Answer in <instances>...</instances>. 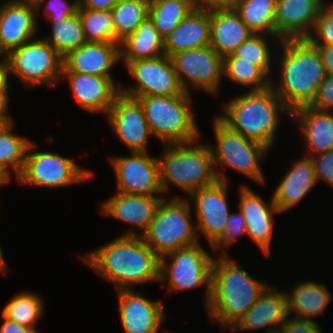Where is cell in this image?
Instances as JSON below:
<instances>
[{"mask_svg":"<svg viewBox=\"0 0 333 333\" xmlns=\"http://www.w3.org/2000/svg\"><path fill=\"white\" fill-rule=\"evenodd\" d=\"M80 258L116 290L160 282V257L141 236H117Z\"/></svg>","mask_w":333,"mask_h":333,"instance_id":"6da1fadb","label":"cell"},{"mask_svg":"<svg viewBox=\"0 0 333 333\" xmlns=\"http://www.w3.org/2000/svg\"><path fill=\"white\" fill-rule=\"evenodd\" d=\"M282 51L276 80L271 78V88L293 111L311 106L319 86L326 78L321 54L308 39H283L277 42ZM281 60V61H280Z\"/></svg>","mask_w":333,"mask_h":333,"instance_id":"7a4b0ae2","label":"cell"},{"mask_svg":"<svg viewBox=\"0 0 333 333\" xmlns=\"http://www.w3.org/2000/svg\"><path fill=\"white\" fill-rule=\"evenodd\" d=\"M230 255L214 258L211 296L205 307L210 322L230 330L259 299L269 283L253 278Z\"/></svg>","mask_w":333,"mask_h":333,"instance_id":"3957f363","label":"cell"},{"mask_svg":"<svg viewBox=\"0 0 333 333\" xmlns=\"http://www.w3.org/2000/svg\"><path fill=\"white\" fill-rule=\"evenodd\" d=\"M216 115L231 130L261 143L270 150L276 142L281 115L291 117L285 103L269 87L261 91H246L222 102ZM277 132V133H276Z\"/></svg>","mask_w":333,"mask_h":333,"instance_id":"277c9868","label":"cell"},{"mask_svg":"<svg viewBox=\"0 0 333 333\" xmlns=\"http://www.w3.org/2000/svg\"><path fill=\"white\" fill-rule=\"evenodd\" d=\"M199 141L162 145L163 153L157 159L163 194L173 186L185 192L187 198L218 181L208 142Z\"/></svg>","mask_w":333,"mask_h":333,"instance_id":"5b68a950","label":"cell"},{"mask_svg":"<svg viewBox=\"0 0 333 333\" xmlns=\"http://www.w3.org/2000/svg\"><path fill=\"white\" fill-rule=\"evenodd\" d=\"M191 95L184 92L181 95L138 98L153 138L160 140L162 145L189 143L200 138Z\"/></svg>","mask_w":333,"mask_h":333,"instance_id":"8992f818","label":"cell"},{"mask_svg":"<svg viewBox=\"0 0 333 333\" xmlns=\"http://www.w3.org/2000/svg\"><path fill=\"white\" fill-rule=\"evenodd\" d=\"M213 119L215 145L209 143L208 145L218 180L229 182L226 173L221 168L224 166L237 171L259 185L264 184L266 180L260 166L270 149L231 130L218 117L214 116Z\"/></svg>","mask_w":333,"mask_h":333,"instance_id":"52a82bcc","label":"cell"},{"mask_svg":"<svg viewBox=\"0 0 333 333\" xmlns=\"http://www.w3.org/2000/svg\"><path fill=\"white\" fill-rule=\"evenodd\" d=\"M184 197L169 195L163 198L154 219L141 236L160 258L199 243L191 214L193 206Z\"/></svg>","mask_w":333,"mask_h":333,"instance_id":"ba28073f","label":"cell"},{"mask_svg":"<svg viewBox=\"0 0 333 333\" xmlns=\"http://www.w3.org/2000/svg\"><path fill=\"white\" fill-rule=\"evenodd\" d=\"M197 243L160 258V284L168 292L179 293L204 285V307L211 296V273L215 257Z\"/></svg>","mask_w":333,"mask_h":333,"instance_id":"9c48e42d","label":"cell"},{"mask_svg":"<svg viewBox=\"0 0 333 333\" xmlns=\"http://www.w3.org/2000/svg\"><path fill=\"white\" fill-rule=\"evenodd\" d=\"M5 58L9 76H15L26 89L60 83L63 57L43 37L10 50Z\"/></svg>","mask_w":333,"mask_h":333,"instance_id":"30bf717a","label":"cell"},{"mask_svg":"<svg viewBox=\"0 0 333 333\" xmlns=\"http://www.w3.org/2000/svg\"><path fill=\"white\" fill-rule=\"evenodd\" d=\"M37 143L31 142L22 172L16 177L21 185L46 189L64 188L87 182L93 173L57 152L36 151Z\"/></svg>","mask_w":333,"mask_h":333,"instance_id":"8fae6325","label":"cell"},{"mask_svg":"<svg viewBox=\"0 0 333 333\" xmlns=\"http://www.w3.org/2000/svg\"><path fill=\"white\" fill-rule=\"evenodd\" d=\"M182 89H199L216 95L223 81V57L211 46L189 49L170 56Z\"/></svg>","mask_w":333,"mask_h":333,"instance_id":"7c38bea8","label":"cell"},{"mask_svg":"<svg viewBox=\"0 0 333 333\" xmlns=\"http://www.w3.org/2000/svg\"><path fill=\"white\" fill-rule=\"evenodd\" d=\"M125 67L129 76L135 81L134 85L126 88L120 86V93L125 96L138 99L146 96L181 95L185 92L180 85L171 58L167 55L128 62Z\"/></svg>","mask_w":333,"mask_h":333,"instance_id":"4fadbf2b","label":"cell"},{"mask_svg":"<svg viewBox=\"0 0 333 333\" xmlns=\"http://www.w3.org/2000/svg\"><path fill=\"white\" fill-rule=\"evenodd\" d=\"M131 155L108 157L116 178V192L163 195L158 156L131 151Z\"/></svg>","mask_w":333,"mask_h":333,"instance_id":"5bb4252c","label":"cell"},{"mask_svg":"<svg viewBox=\"0 0 333 333\" xmlns=\"http://www.w3.org/2000/svg\"><path fill=\"white\" fill-rule=\"evenodd\" d=\"M228 188V182L218 180L211 186L196 190L186 198L194 203L192 210L195 212L198 238L200 233L203 234L211 249L224 233L226 222L231 214L228 205Z\"/></svg>","mask_w":333,"mask_h":333,"instance_id":"9a60e30c","label":"cell"},{"mask_svg":"<svg viewBox=\"0 0 333 333\" xmlns=\"http://www.w3.org/2000/svg\"><path fill=\"white\" fill-rule=\"evenodd\" d=\"M116 138L129 152H149V139L153 138L142 104L138 99L119 94L106 114Z\"/></svg>","mask_w":333,"mask_h":333,"instance_id":"2e32d148","label":"cell"},{"mask_svg":"<svg viewBox=\"0 0 333 333\" xmlns=\"http://www.w3.org/2000/svg\"><path fill=\"white\" fill-rule=\"evenodd\" d=\"M238 193V209L244 216L247 236H249L263 255H271V242L274 231V215L281 212L277 209L273 195L269 202L256 193L250 186L240 184Z\"/></svg>","mask_w":333,"mask_h":333,"instance_id":"e0dca14e","label":"cell"},{"mask_svg":"<svg viewBox=\"0 0 333 333\" xmlns=\"http://www.w3.org/2000/svg\"><path fill=\"white\" fill-rule=\"evenodd\" d=\"M164 195L125 194L117 192L101 202L103 215L124 222L127 227L121 236H142L154 219L155 212ZM136 226V227H135ZM140 231V233H138Z\"/></svg>","mask_w":333,"mask_h":333,"instance_id":"ac0fdd59","label":"cell"},{"mask_svg":"<svg viewBox=\"0 0 333 333\" xmlns=\"http://www.w3.org/2000/svg\"><path fill=\"white\" fill-rule=\"evenodd\" d=\"M119 318L124 333H157L166 320L163 302L138 291L116 290Z\"/></svg>","mask_w":333,"mask_h":333,"instance_id":"d6986e66","label":"cell"},{"mask_svg":"<svg viewBox=\"0 0 333 333\" xmlns=\"http://www.w3.org/2000/svg\"><path fill=\"white\" fill-rule=\"evenodd\" d=\"M35 5L17 0L0 4V49L6 55L39 35Z\"/></svg>","mask_w":333,"mask_h":333,"instance_id":"ffe728a7","label":"cell"},{"mask_svg":"<svg viewBox=\"0 0 333 333\" xmlns=\"http://www.w3.org/2000/svg\"><path fill=\"white\" fill-rule=\"evenodd\" d=\"M272 285V286H271ZM289 316L285 290L269 284L259 299L229 330L236 333L243 330L255 331L263 328V333H280Z\"/></svg>","mask_w":333,"mask_h":333,"instance_id":"44dd1931","label":"cell"},{"mask_svg":"<svg viewBox=\"0 0 333 333\" xmlns=\"http://www.w3.org/2000/svg\"><path fill=\"white\" fill-rule=\"evenodd\" d=\"M67 79L70 91L79 106L88 112L106 114L120 94V85L113 77H102L77 72H62L61 81Z\"/></svg>","mask_w":333,"mask_h":333,"instance_id":"7402d4cb","label":"cell"},{"mask_svg":"<svg viewBox=\"0 0 333 333\" xmlns=\"http://www.w3.org/2000/svg\"><path fill=\"white\" fill-rule=\"evenodd\" d=\"M325 0H277L276 36L283 39H307L315 28Z\"/></svg>","mask_w":333,"mask_h":333,"instance_id":"603a6c76","label":"cell"},{"mask_svg":"<svg viewBox=\"0 0 333 333\" xmlns=\"http://www.w3.org/2000/svg\"><path fill=\"white\" fill-rule=\"evenodd\" d=\"M120 62L119 43L85 42L63 57L62 72L112 77L111 70Z\"/></svg>","mask_w":333,"mask_h":333,"instance_id":"cb8c5ba5","label":"cell"},{"mask_svg":"<svg viewBox=\"0 0 333 333\" xmlns=\"http://www.w3.org/2000/svg\"><path fill=\"white\" fill-rule=\"evenodd\" d=\"M292 164L272 191L274 203L281 213L289 212L317 184L311 157L303 156Z\"/></svg>","mask_w":333,"mask_h":333,"instance_id":"d4e9b609","label":"cell"},{"mask_svg":"<svg viewBox=\"0 0 333 333\" xmlns=\"http://www.w3.org/2000/svg\"><path fill=\"white\" fill-rule=\"evenodd\" d=\"M252 34L233 7L210 8V46L223 58Z\"/></svg>","mask_w":333,"mask_h":333,"instance_id":"484cf974","label":"cell"},{"mask_svg":"<svg viewBox=\"0 0 333 333\" xmlns=\"http://www.w3.org/2000/svg\"><path fill=\"white\" fill-rule=\"evenodd\" d=\"M291 117L306 140V156L333 150V112L306 106L293 111Z\"/></svg>","mask_w":333,"mask_h":333,"instance_id":"4316f807","label":"cell"},{"mask_svg":"<svg viewBox=\"0 0 333 333\" xmlns=\"http://www.w3.org/2000/svg\"><path fill=\"white\" fill-rule=\"evenodd\" d=\"M210 46V8L192 10L164 39L165 55Z\"/></svg>","mask_w":333,"mask_h":333,"instance_id":"83f0119b","label":"cell"},{"mask_svg":"<svg viewBox=\"0 0 333 333\" xmlns=\"http://www.w3.org/2000/svg\"><path fill=\"white\" fill-rule=\"evenodd\" d=\"M289 291L285 290L289 315L307 320L322 315L333 298L324 283L310 280L299 281Z\"/></svg>","mask_w":333,"mask_h":333,"instance_id":"f1b7e54d","label":"cell"},{"mask_svg":"<svg viewBox=\"0 0 333 333\" xmlns=\"http://www.w3.org/2000/svg\"><path fill=\"white\" fill-rule=\"evenodd\" d=\"M165 55L164 39L148 17L136 30L120 43V61L123 64Z\"/></svg>","mask_w":333,"mask_h":333,"instance_id":"f546056e","label":"cell"},{"mask_svg":"<svg viewBox=\"0 0 333 333\" xmlns=\"http://www.w3.org/2000/svg\"><path fill=\"white\" fill-rule=\"evenodd\" d=\"M277 0H236L232 6L254 34L276 35Z\"/></svg>","mask_w":333,"mask_h":333,"instance_id":"4dcf8cb0","label":"cell"},{"mask_svg":"<svg viewBox=\"0 0 333 333\" xmlns=\"http://www.w3.org/2000/svg\"><path fill=\"white\" fill-rule=\"evenodd\" d=\"M44 297L30 291H22L15 294L0 310L5 318L27 326L35 333H39L36 327L37 322L43 315ZM44 303V304H43Z\"/></svg>","mask_w":333,"mask_h":333,"instance_id":"1f68e13d","label":"cell"},{"mask_svg":"<svg viewBox=\"0 0 333 333\" xmlns=\"http://www.w3.org/2000/svg\"><path fill=\"white\" fill-rule=\"evenodd\" d=\"M235 85L248 88V91H261L271 86V77L254 62L240 61L233 54L223 58V79Z\"/></svg>","mask_w":333,"mask_h":333,"instance_id":"d6a6232c","label":"cell"},{"mask_svg":"<svg viewBox=\"0 0 333 333\" xmlns=\"http://www.w3.org/2000/svg\"><path fill=\"white\" fill-rule=\"evenodd\" d=\"M148 0H117L111 9L115 28V43H121L149 17Z\"/></svg>","mask_w":333,"mask_h":333,"instance_id":"836d02e7","label":"cell"},{"mask_svg":"<svg viewBox=\"0 0 333 333\" xmlns=\"http://www.w3.org/2000/svg\"><path fill=\"white\" fill-rule=\"evenodd\" d=\"M51 32L43 38L64 57L69 51L83 45L86 41L83 25L78 12L66 19L51 24Z\"/></svg>","mask_w":333,"mask_h":333,"instance_id":"e575fe53","label":"cell"},{"mask_svg":"<svg viewBox=\"0 0 333 333\" xmlns=\"http://www.w3.org/2000/svg\"><path fill=\"white\" fill-rule=\"evenodd\" d=\"M14 124L5 125L0 130V163L16 178L24 168L27 150L32 140L14 133Z\"/></svg>","mask_w":333,"mask_h":333,"instance_id":"d590c367","label":"cell"},{"mask_svg":"<svg viewBox=\"0 0 333 333\" xmlns=\"http://www.w3.org/2000/svg\"><path fill=\"white\" fill-rule=\"evenodd\" d=\"M193 9L177 0L150 3L149 17L165 39Z\"/></svg>","mask_w":333,"mask_h":333,"instance_id":"8d00e7d4","label":"cell"},{"mask_svg":"<svg viewBox=\"0 0 333 333\" xmlns=\"http://www.w3.org/2000/svg\"><path fill=\"white\" fill-rule=\"evenodd\" d=\"M281 39L276 35L252 34L244 43H242L232 54L240 58V61L254 62V65L260 66L271 78L273 76V56L269 38ZM273 62V63H272ZM273 64V65H272Z\"/></svg>","mask_w":333,"mask_h":333,"instance_id":"74e56055","label":"cell"},{"mask_svg":"<svg viewBox=\"0 0 333 333\" xmlns=\"http://www.w3.org/2000/svg\"><path fill=\"white\" fill-rule=\"evenodd\" d=\"M87 42L115 43V28L111 10L78 8Z\"/></svg>","mask_w":333,"mask_h":333,"instance_id":"f35d334b","label":"cell"},{"mask_svg":"<svg viewBox=\"0 0 333 333\" xmlns=\"http://www.w3.org/2000/svg\"><path fill=\"white\" fill-rule=\"evenodd\" d=\"M247 234L246 223L243 214L238 209L237 212L231 213L221 237L212 245V252H218L219 255H228L225 251L228 246L237 242L243 235ZM225 248V249H224Z\"/></svg>","mask_w":333,"mask_h":333,"instance_id":"ab89813d","label":"cell"},{"mask_svg":"<svg viewBox=\"0 0 333 333\" xmlns=\"http://www.w3.org/2000/svg\"><path fill=\"white\" fill-rule=\"evenodd\" d=\"M78 7V0H71V2L69 0H39L35 4L36 13H40V11L43 10L41 12H44L43 14L46 20H48V22L50 21L51 24L76 14Z\"/></svg>","mask_w":333,"mask_h":333,"instance_id":"60d3db41","label":"cell"},{"mask_svg":"<svg viewBox=\"0 0 333 333\" xmlns=\"http://www.w3.org/2000/svg\"><path fill=\"white\" fill-rule=\"evenodd\" d=\"M313 45H333V3L320 11L314 30L307 38Z\"/></svg>","mask_w":333,"mask_h":333,"instance_id":"b9f144b4","label":"cell"},{"mask_svg":"<svg viewBox=\"0 0 333 333\" xmlns=\"http://www.w3.org/2000/svg\"><path fill=\"white\" fill-rule=\"evenodd\" d=\"M317 183L321 180L333 189V150L311 157Z\"/></svg>","mask_w":333,"mask_h":333,"instance_id":"7bdbcfd3","label":"cell"},{"mask_svg":"<svg viewBox=\"0 0 333 333\" xmlns=\"http://www.w3.org/2000/svg\"><path fill=\"white\" fill-rule=\"evenodd\" d=\"M312 108L321 111H333V76L326 75L325 80L319 86L316 99Z\"/></svg>","mask_w":333,"mask_h":333,"instance_id":"ee69618b","label":"cell"},{"mask_svg":"<svg viewBox=\"0 0 333 333\" xmlns=\"http://www.w3.org/2000/svg\"><path fill=\"white\" fill-rule=\"evenodd\" d=\"M315 320L301 319L289 315L280 333H325Z\"/></svg>","mask_w":333,"mask_h":333,"instance_id":"f6af8a7d","label":"cell"},{"mask_svg":"<svg viewBox=\"0 0 333 333\" xmlns=\"http://www.w3.org/2000/svg\"><path fill=\"white\" fill-rule=\"evenodd\" d=\"M318 48L326 75L333 76V45H314Z\"/></svg>","mask_w":333,"mask_h":333,"instance_id":"bcb514c9","label":"cell"},{"mask_svg":"<svg viewBox=\"0 0 333 333\" xmlns=\"http://www.w3.org/2000/svg\"><path fill=\"white\" fill-rule=\"evenodd\" d=\"M78 8H88L94 10H111L117 0H78Z\"/></svg>","mask_w":333,"mask_h":333,"instance_id":"7dc6e473","label":"cell"},{"mask_svg":"<svg viewBox=\"0 0 333 333\" xmlns=\"http://www.w3.org/2000/svg\"><path fill=\"white\" fill-rule=\"evenodd\" d=\"M3 318V322L0 325V333H35L33 330L28 328L27 326L21 325L19 323H16L14 321H11L7 318H5L1 314Z\"/></svg>","mask_w":333,"mask_h":333,"instance_id":"c3c4849f","label":"cell"},{"mask_svg":"<svg viewBox=\"0 0 333 333\" xmlns=\"http://www.w3.org/2000/svg\"><path fill=\"white\" fill-rule=\"evenodd\" d=\"M9 92H0V120L5 124L9 125L14 122V119L9 114L8 108H10V101H9Z\"/></svg>","mask_w":333,"mask_h":333,"instance_id":"681fc988","label":"cell"},{"mask_svg":"<svg viewBox=\"0 0 333 333\" xmlns=\"http://www.w3.org/2000/svg\"><path fill=\"white\" fill-rule=\"evenodd\" d=\"M6 58L0 61V92H9L11 84Z\"/></svg>","mask_w":333,"mask_h":333,"instance_id":"f907efd6","label":"cell"},{"mask_svg":"<svg viewBox=\"0 0 333 333\" xmlns=\"http://www.w3.org/2000/svg\"><path fill=\"white\" fill-rule=\"evenodd\" d=\"M236 0H198L199 7H232Z\"/></svg>","mask_w":333,"mask_h":333,"instance_id":"816d5d0a","label":"cell"},{"mask_svg":"<svg viewBox=\"0 0 333 333\" xmlns=\"http://www.w3.org/2000/svg\"><path fill=\"white\" fill-rule=\"evenodd\" d=\"M12 172L0 163V189L11 182Z\"/></svg>","mask_w":333,"mask_h":333,"instance_id":"f5cc1de1","label":"cell"},{"mask_svg":"<svg viewBox=\"0 0 333 333\" xmlns=\"http://www.w3.org/2000/svg\"><path fill=\"white\" fill-rule=\"evenodd\" d=\"M11 269L7 265V261H5L3 249L0 245V274H6V272Z\"/></svg>","mask_w":333,"mask_h":333,"instance_id":"db71d44e","label":"cell"},{"mask_svg":"<svg viewBox=\"0 0 333 333\" xmlns=\"http://www.w3.org/2000/svg\"><path fill=\"white\" fill-rule=\"evenodd\" d=\"M149 3L159 2V1H166V0H148ZM181 2H186L193 10L200 8L198 4V0H177Z\"/></svg>","mask_w":333,"mask_h":333,"instance_id":"11a10c76","label":"cell"},{"mask_svg":"<svg viewBox=\"0 0 333 333\" xmlns=\"http://www.w3.org/2000/svg\"><path fill=\"white\" fill-rule=\"evenodd\" d=\"M17 1H21V2H27L29 4H36L39 0H17Z\"/></svg>","mask_w":333,"mask_h":333,"instance_id":"9f6ffc18","label":"cell"},{"mask_svg":"<svg viewBox=\"0 0 333 333\" xmlns=\"http://www.w3.org/2000/svg\"><path fill=\"white\" fill-rule=\"evenodd\" d=\"M5 59V54L3 53V51L0 49V61Z\"/></svg>","mask_w":333,"mask_h":333,"instance_id":"6f0895ef","label":"cell"},{"mask_svg":"<svg viewBox=\"0 0 333 333\" xmlns=\"http://www.w3.org/2000/svg\"><path fill=\"white\" fill-rule=\"evenodd\" d=\"M5 126V124L0 120V130Z\"/></svg>","mask_w":333,"mask_h":333,"instance_id":"680465c9","label":"cell"}]
</instances>
